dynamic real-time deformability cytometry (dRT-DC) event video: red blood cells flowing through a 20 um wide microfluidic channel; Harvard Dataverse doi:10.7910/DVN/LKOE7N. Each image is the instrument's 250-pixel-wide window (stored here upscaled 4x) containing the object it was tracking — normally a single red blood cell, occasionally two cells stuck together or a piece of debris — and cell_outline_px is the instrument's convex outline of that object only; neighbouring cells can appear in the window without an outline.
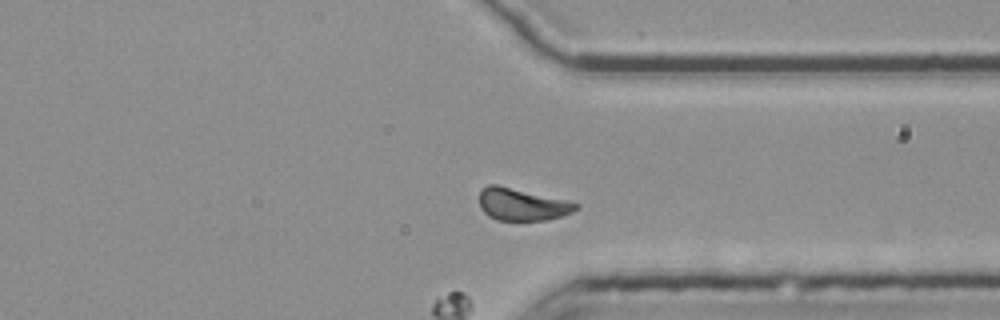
{"species": "common noctule bat (a hibernating species)", "species_latin": "Nyctalus noctula", "temperature_condition": "room temperature", "stored_images_in_passage": 37, "camera_frame_rate_fps": 3000, "um_per_image_px": 0.085, "animal": {"sex": "female", "body_mass_g": 25.1}, "frame": {"image": 1, "passage_image": 37, "time_ms": 12.0, "image_size_px": [1000, 320], "cell_outline_px": [[580, 208], [572, 212], [548, 220], [496, 220], [488, 216], [480, 208], [480, 192], [488, 184], [496, 184], [564, 200], [580, 204]], "centroid_in_image_um": [44.36, 17.39], "position_along_channel_um": 367.0, "area_um2": 17.92}}